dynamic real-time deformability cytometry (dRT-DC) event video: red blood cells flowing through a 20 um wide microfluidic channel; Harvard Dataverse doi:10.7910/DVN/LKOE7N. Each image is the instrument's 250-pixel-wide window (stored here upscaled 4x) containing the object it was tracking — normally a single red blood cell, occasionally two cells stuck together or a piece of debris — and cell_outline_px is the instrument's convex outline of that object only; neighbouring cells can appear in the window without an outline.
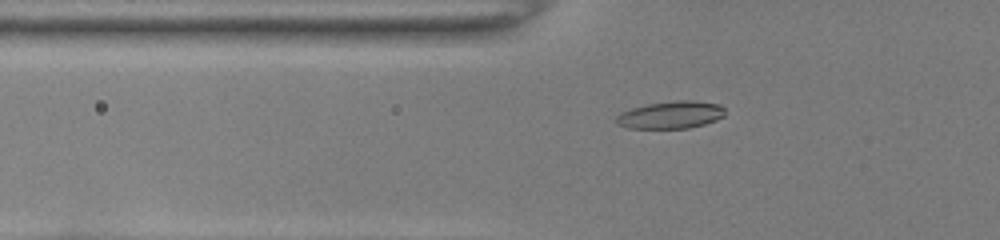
{"species": "common noctule bat (a hibernating species)", "species_latin": "Nyctalus noctula", "temperature_condition": "room temperature", "stored_images_in_passage": 36, "camera_frame_rate_fps": 3000, "um_per_image_px": 0.085, "animal": {"sex": "female", "body_mass_g": 22.0, "forearm_length_mm": 56.7}, "frame": {"image": 1, "passage_image": 3, "time_ms": 0.667, "image_size_px": [1000, 240], "cell_outline_px": [[724, 116], [716, 120], [704, 124], [688, 128], [628, 128], [616, 124], [616, 116], [620, 112], [632, 108], [648, 104], [676, 100], [692, 100], [720, 104], [724, 108]], "centroid_in_image_um": [57.01, 9.76], "position_along_channel_um": 68.8, "area_um2": 17.4}}
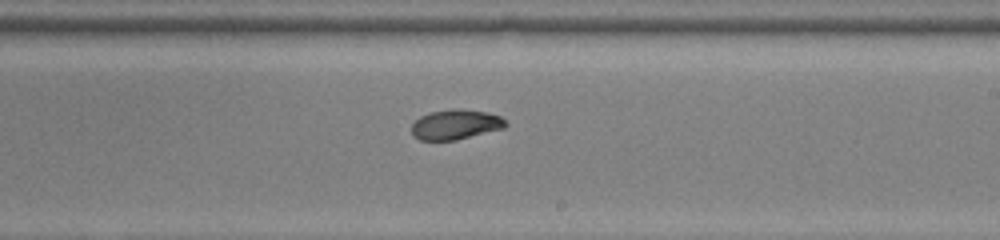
{"frame": {"image": 2, "passage_image": 17, "time_ms": 5.333, "image_size_px": [1000, 240], "cell_outline_px": [[508, 124], [504, 128], [456, 140], [420, 140], [412, 136], [412, 124], [420, 116], [432, 112], [452, 108], [460, 108], [488, 112], [500, 116]], "centroid_in_image_um": [38.72, 10.58], "position_along_channel_um": 250.3, "area_um2": 16.47}}
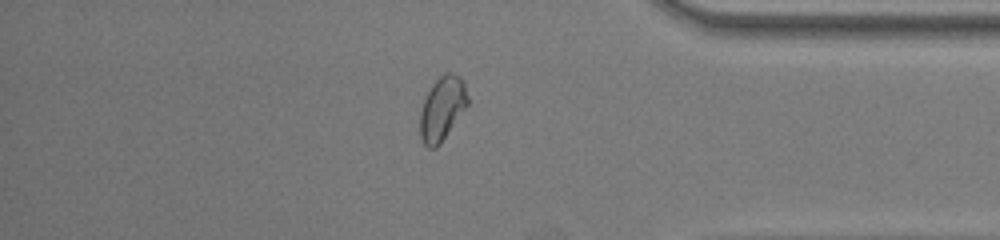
{"frame": {"image": 3, "passage_image": 29, "time_ms": 9.333, "image_size_px": [1000, 240], "cell_outline_px": [[468, 104], [440, 144], [436, 148], [428, 148], [424, 144], [420, 136], [420, 112], [424, 100], [432, 84], [444, 72], [452, 72], [460, 76], [464, 80], [468, 96]], "centroid_in_image_um": [37.59, 9.2], "position_along_channel_um": 397.6, "area_um2": 17.74}, "authors_computed_cell_mechanics": {"area_um2": 16.9932, "velocity_mm_per_s": 3.9969, "shape_relaxation_time_tau1_ms": null, "shape_relaxation_time_tau2_ms": 2.7616, "deformation_change_tau1": null, "deformation_change_tau2": 0.0662}}